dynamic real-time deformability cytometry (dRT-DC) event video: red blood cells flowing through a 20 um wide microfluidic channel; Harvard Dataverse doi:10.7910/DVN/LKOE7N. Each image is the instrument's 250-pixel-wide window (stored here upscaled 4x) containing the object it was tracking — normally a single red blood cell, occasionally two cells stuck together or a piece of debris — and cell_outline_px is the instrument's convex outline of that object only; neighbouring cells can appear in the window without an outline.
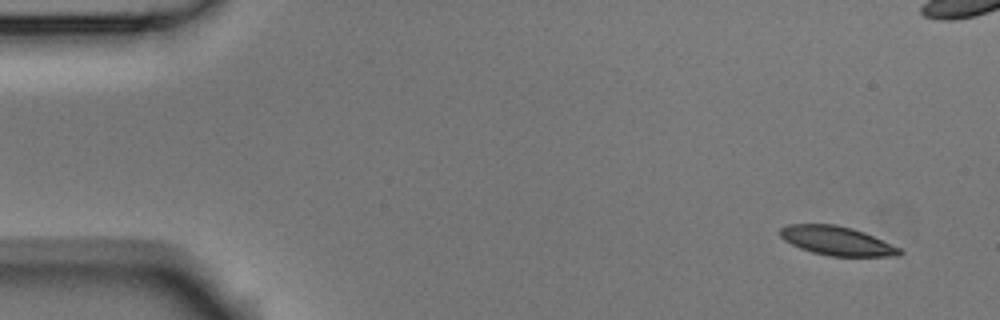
{"species": "Egyptian fruit bat (a non-hibernating species)", "species_latin": "Rousettus aegyptiacus", "temperature_condition": "room temperature", "stored_images_in_passage": 5, "camera_frame_rate_fps": 3000, "um_per_image_px": 0.085, "animal": {"sex": "male"}, "frame": {"image": 1, "passage_image": 1, "time_ms": 0.0, "image_size_px": [1000, 320], "cell_outline_px": [[904, 252], [900, 256], [828, 256], [812, 252], [800, 248], [784, 240], [780, 236], [780, 228], [788, 224], [836, 224], [852, 228], [864, 232], [900, 248]], "centroid_in_image_um": [71.13, 20.47], "position_along_channel_um": 13.9, "area_um2": 20.17}}